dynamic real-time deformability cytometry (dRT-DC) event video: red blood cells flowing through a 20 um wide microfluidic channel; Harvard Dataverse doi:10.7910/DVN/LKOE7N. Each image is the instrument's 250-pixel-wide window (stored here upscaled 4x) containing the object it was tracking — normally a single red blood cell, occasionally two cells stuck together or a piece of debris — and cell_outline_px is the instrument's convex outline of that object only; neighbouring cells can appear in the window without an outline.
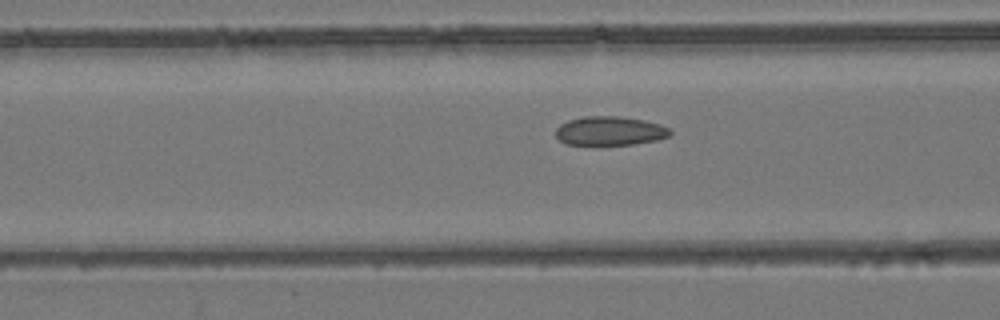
{"species": "common noctule bat (a hibernating species)", "species_latin": "Nyctalus noctula", "temperature_condition": "room temperature", "stored_images_in_passage": 19, "camera_frame_rate_fps": 3000, "um_per_image_px": 0.085, "animal": {"sex": "female", "body_mass_g": 24.6, "forearm_length_mm": 56.2}, "frame": {"image": 1, "passage_image": 10, "time_ms": 3.0, "image_size_px": [1000, 320], "cell_outline_px": [[672, 132], [668, 136], [656, 140], [632, 144], [564, 144], [556, 136], [556, 128], [560, 124], [568, 120], [584, 116], [616, 116], [644, 120], [660, 124], [668, 128]], "centroid_in_image_um": [51.81, 11.12], "position_along_channel_um": 114.8, "area_um2": 19.13}}
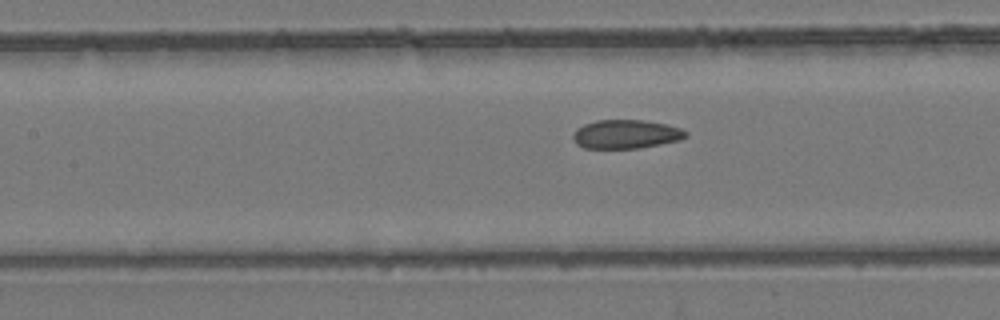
{"frame": {"image": 2, "passage_image": 13, "time_ms": 4.0, "image_size_px": [1000, 320], "cell_outline_px": [[688, 136], [680, 140], [640, 148], [584, 148], [576, 144], [572, 136], [576, 128], [584, 124], [596, 120], [644, 120], [664, 124], [680, 128], [688, 132]], "centroid_in_image_um": [53.19, 11.4], "position_along_channel_um": 154.2, "area_um2": 18.96}}
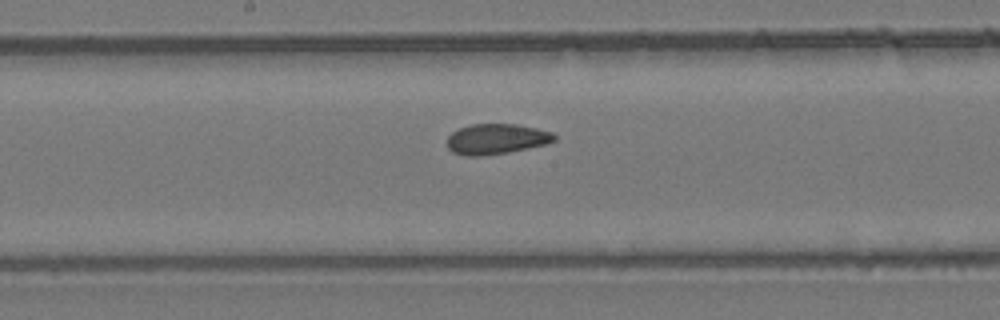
{"frame": {"image": 3, "passage_image": 17, "time_ms": 5.333, "image_size_px": [1000, 320], "cell_outline_px": [[556, 140], [548, 144], [508, 152], [484, 156], [464, 156], [452, 152], [448, 148], [448, 136], [452, 132], [460, 128], [472, 124], [516, 124], [536, 128], [552, 132], [556, 136]], "centroid_in_image_um": [42.2, 11.82], "position_along_channel_um": 206.0, "area_um2": 19.07}}